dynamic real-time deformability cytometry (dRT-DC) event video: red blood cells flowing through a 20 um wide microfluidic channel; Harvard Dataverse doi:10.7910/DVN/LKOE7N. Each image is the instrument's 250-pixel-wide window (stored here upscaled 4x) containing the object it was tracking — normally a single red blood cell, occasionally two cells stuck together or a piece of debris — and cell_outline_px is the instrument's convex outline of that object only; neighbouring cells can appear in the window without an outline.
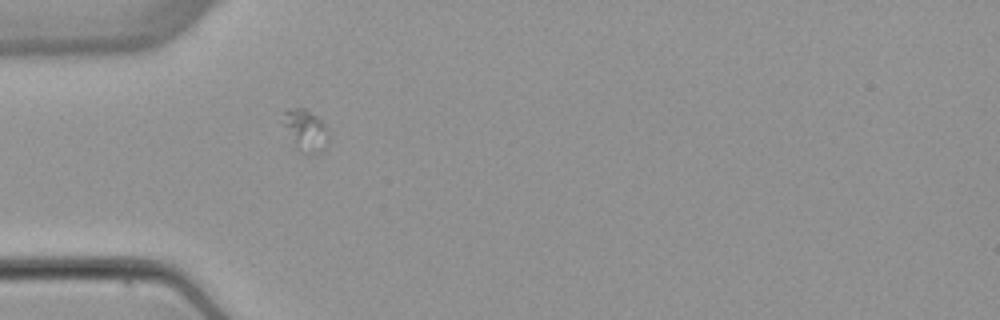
{"species": "common noctule bat (a hibernating species)", "species_latin": "Nyctalus noctula", "temperature_condition": "warm", "stored_images_in_passage": 4, "segment_of_instrument_passage": [2, 2], "camera_frame_rate_fps": 3000, "um_per_image_px": 0.085, "animal": {"sex": "female", "body_mass_g": 22.7, "forearm_length_mm": 54.2}, "frame": {"image": 1, "passage_image": 4, "time_ms": 5.667, "image_size_px": [1000, 320], "cell_outline_px": [[328, 140], [324, 148], [320, 152], [304, 152], [296, 148], [284, 124], [284, 112], [296, 108], [304, 108], [316, 116], [328, 128]], "centroid_in_image_um": [26.01, 11.07], "position_along_channel_um": 59.0, "area_um2": 10.46}}